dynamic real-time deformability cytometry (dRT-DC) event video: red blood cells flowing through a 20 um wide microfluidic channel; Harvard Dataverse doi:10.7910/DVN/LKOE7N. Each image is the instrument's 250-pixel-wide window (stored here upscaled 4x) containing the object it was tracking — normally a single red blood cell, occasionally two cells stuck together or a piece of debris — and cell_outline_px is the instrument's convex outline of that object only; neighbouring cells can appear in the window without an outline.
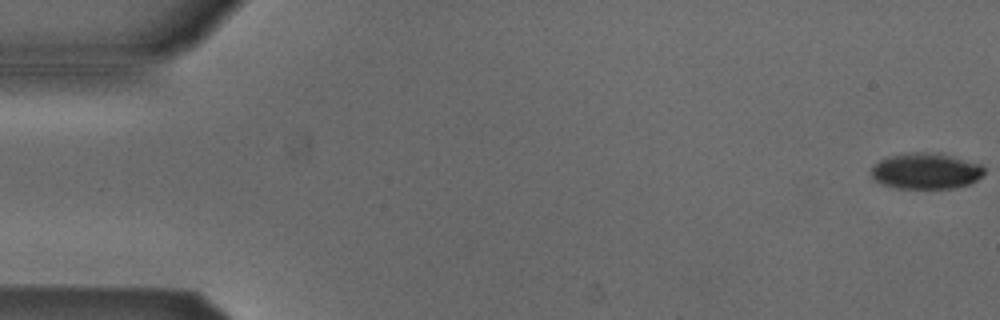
{"species": "Egyptian fruit bat (a non-hibernating species)", "species_latin": "Rousettus aegyptiacus", "temperature_condition": "cold", "stored_images_in_passage": 53, "camera_frame_rate_fps": 3000, "um_per_image_px": 0.085, "animal": {"sex": "male"}, "frame": {"image": 1, "passage_image": 1, "time_ms": 0.0, "image_size_px": [1000, 320], "cell_outline_px": [[984, 172], [976, 180], [968, 184], [952, 188], [896, 188], [884, 184], [876, 180], [872, 176], [872, 164], [888, 156], [916, 152], [936, 152], [952, 156], [980, 164], [984, 168]], "centroid_in_image_um": [78.68, 14.53], "position_along_channel_um": 6.3, "area_um2": 23.47}}
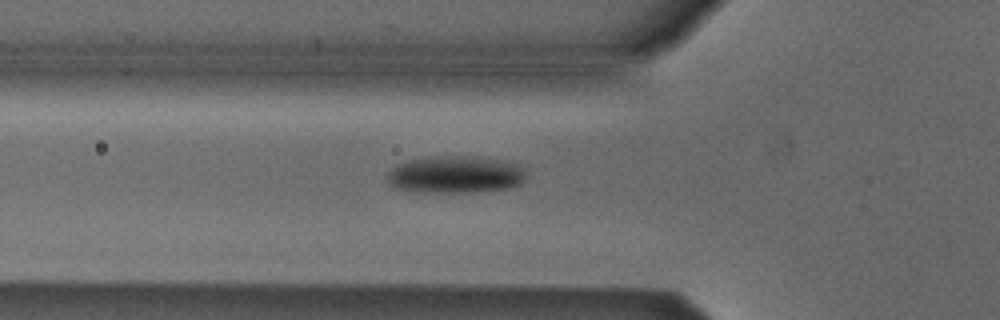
{"frame": {"image": 2, "passage_image": 19, "time_ms": 6.0, "image_size_px": [1000, 320], "cell_outline_px": [[524, 180], [520, 184], [508, 188], [472, 192], [428, 192], [396, 188], [388, 180], [388, 172], [396, 164], [408, 160], [436, 156], [476, 156], [508, 160], [524, 168]], "centroid_in_image_um": [38.75, 14.81], "position_along_channel_um": 87.1, "area_um2": 30.11}}
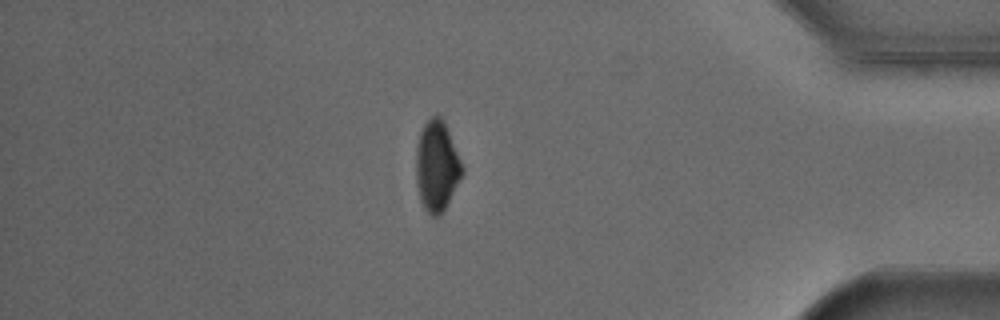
{"frame": {"image": 3, "passage_image": 46, "time_ms": 15.0, "image_size_px": [1000, 320], "cell_outline_px": [[464, 172], [440, 216], [432, 216], [424, 208], [420, 200], [416, 184], [416, 148], [420, 132], [424, 124], [436, 112], [444, 120], [464, 168]], "centroid_in_image_um": [37.12, 14.09], "position_along_channel_um": 398.1, "area_um2": 24.33}, "authors_computed_cell_mechanics": {"area_um2": 26.5302, "velocity_mm_per_s": 3.8706, "shape_relaxation_time_tau1_ms": 2.7219, "shape_relaxation_time_tau2_ms": null, "deformation_change_tau1": 0.0921, "deformation_change_tau2": null}}